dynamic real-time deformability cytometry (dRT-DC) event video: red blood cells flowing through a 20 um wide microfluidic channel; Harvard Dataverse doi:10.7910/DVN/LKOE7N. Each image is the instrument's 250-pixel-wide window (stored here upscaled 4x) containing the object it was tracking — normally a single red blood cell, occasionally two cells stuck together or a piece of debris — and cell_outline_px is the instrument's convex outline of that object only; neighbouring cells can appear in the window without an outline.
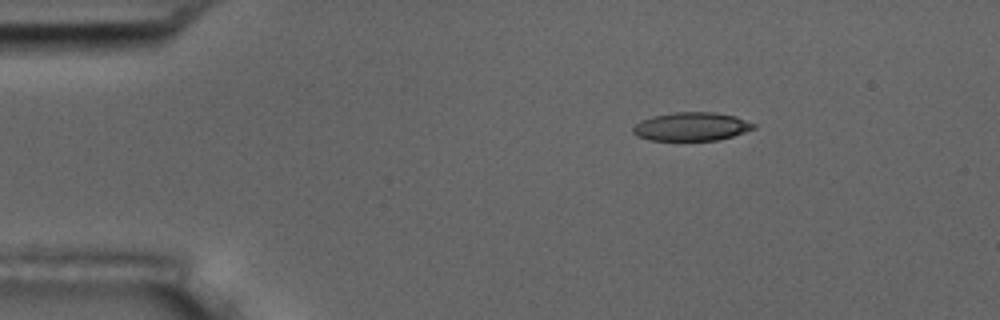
{"species": "common noctule bat (a hibernating species)", "species_latin": "Nyctalus noctula", "temperature_condition": "room temperature", "stored_images_in_passage": 5, "camera_frame_rate_fps": 3000, "um_per_image_px": 0.085, "animal": {"sex": "male", "body_mass_g": 17.5, "forearm_length_mm": 52.3}, "frame": {"image": 1, "passage_image": 5, "time_ms": 5.667, "image_size_px": [1000, 320], "cell_outline_px": [[756, 128], [720, 140], [648, 140], [636, 136], [632, 132], [632, 128], [640, 120], [652, 116], [672, 112], [712, 112], [736, 116], [756, 124]], "centroid_in_image_um": [58.75, 10.75], "position_along_channel_um": 26.2, "area_um2": 20.17}}